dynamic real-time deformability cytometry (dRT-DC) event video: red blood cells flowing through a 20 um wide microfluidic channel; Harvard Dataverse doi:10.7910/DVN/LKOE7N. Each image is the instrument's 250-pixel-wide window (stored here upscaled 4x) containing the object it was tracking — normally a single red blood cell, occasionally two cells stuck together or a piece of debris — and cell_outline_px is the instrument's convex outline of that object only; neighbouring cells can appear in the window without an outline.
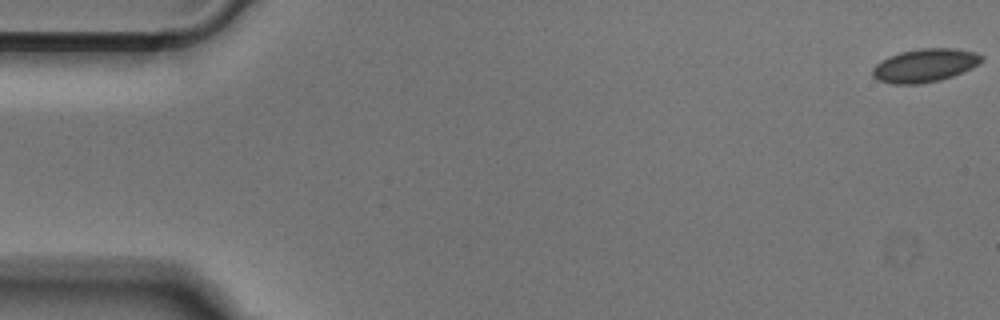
{"species": "Egyptian fruit bat (a non-hibernating species)", "species_latin": "Rousettus aegyptiacus", "temperature_condition": "cold", "stored_images_in_passage": 31, "camera_frame_rate_fps": 3000, "um_per_image_px": 0.085, "animal": {"sex": "male"}, "frame": {"image": 1, "passage_image": 1, "time_ms": 0.0, "image_size_px": [1000, 320], "cell_outline_px": [[984, 60], [972, 68], [952, 76], [940, 80], [916, 84], [892, 84], [876, 80], [872, 76], [872, 68], [880, 60], [888, 56], [900, 52], [920, 48], [956, 48], [972, 52], [984, 56]], "centroid_in_image_um": [78.58, 5.56], "position_along_channel_um": 6.4, "area_um2": 21.33}}
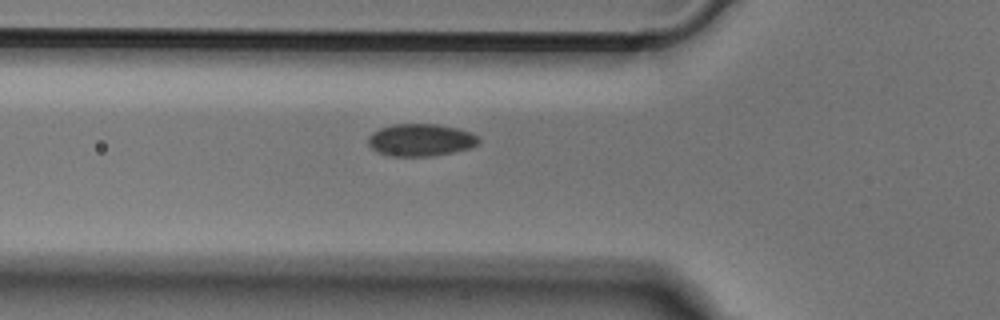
{"frame": {"image": 2, "passage_image": 18, "time_ms": 5.667, "image_size_px": [1000, 320], "cell_outline_px": [[480, 140], [476, 144], [468, 148], [452, 152], [432, 156], [388, 156], [372, 148], [368, 144], [368, 136], [372, 132], [380, 128], [392, 124], [436, 124], [456, 128], [472, 132]], "centroid_in_image_um": [35.72, 11.89], "position_along_channel_um": 90.1, "area_um2": 20.69}}
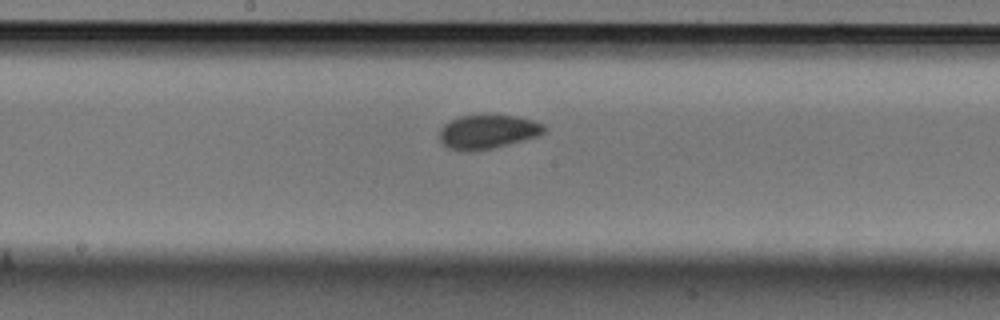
{"frame": {"image": 3, "passage_image": 27, "time_ms": 8.667, "image_size_px": [1000, 320], "cell_outline_px": [[544, 132], [536, 136], [508, 144], [492, 148], [472, 152], [468, 152], [448, 148], [440, 140], [440, 132], [444, 124], [460, 116], [488, 112], [516, 116], [532, 120], [544, 124]], "centroid_in_image_um": [41.43, 11.16], "position_along_channel_um": 206.8, "area_um2": 21.1}}